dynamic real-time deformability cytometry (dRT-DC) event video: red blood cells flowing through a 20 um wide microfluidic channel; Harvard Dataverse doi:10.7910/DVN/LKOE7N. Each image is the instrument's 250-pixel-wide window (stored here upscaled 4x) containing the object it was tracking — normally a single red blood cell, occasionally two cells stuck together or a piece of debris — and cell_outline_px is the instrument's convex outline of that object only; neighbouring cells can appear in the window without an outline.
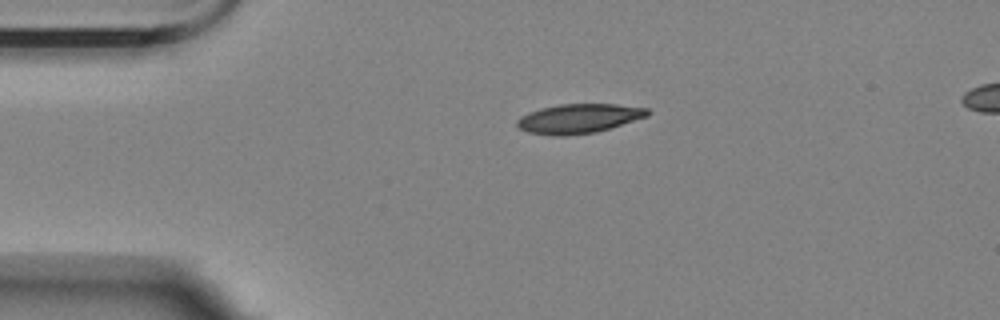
{"species": "Egyptian fruit bat (a non-hibernating species)", "species_latin": "Rousettus aegyptiacus", "temperature_condition": "room temperature", "stored_images_in_passage": 3, "segment_of_instrument_passage": [1, 2], "camera_frame_rate_fps": 3000, "um_per_image_px": 0.085, "animal": {"sex": "female"}, "frame": {"image": 1, "passage_image": 1, "time_ms": 0.0, "image_size_px": [1000, 320], "cell_outline_px": [[652, 112], [648, 116], [596, 132], [564, 136], [552, 136], [528, 132], [520, 128], [516, 124], [516, 120], [520, 116], [528, 112], [540, 108], [560, 104], [616, 104], [648, 108]], "centroid_in_image_um": [49.18, 10.07], "position_along_channel_um": 35.8, "area_um2": 22.43}}